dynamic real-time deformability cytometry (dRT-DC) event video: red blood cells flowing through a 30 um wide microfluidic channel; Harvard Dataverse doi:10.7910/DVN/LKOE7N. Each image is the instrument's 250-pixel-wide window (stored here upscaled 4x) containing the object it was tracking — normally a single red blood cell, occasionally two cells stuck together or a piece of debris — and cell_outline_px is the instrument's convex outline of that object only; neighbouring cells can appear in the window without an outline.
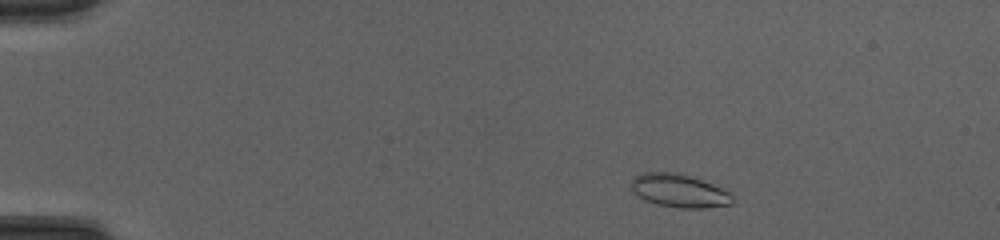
{"species": "common noctule bat (a hibernating species)", "species_latin": "Nyctalus noctula", "temperature_condition": "cold", "stored_images_in_passage": 46, "camera_frame_rate_fps": 3000, "um_per_image_px": 0.085, "animal": {"sex": "female", "body_mass_g": 20.0, "forearm_length_mm": 54.0}, "frame": {"image": 1, "passage_image": 5, "time_ms": 1.333, "image_size_px": [1000, 240], "cell_outline_px": [[736, 200], [732, 204], [704, 208], [680, 208], [656, 204], [644, 200], [632, 188], [632, 180], [640, 172], [680, 172], [712, 184], [732, 192]], "centroid_in_image_um": [57.8, 16.21], "position_along_channel_um": 27.2, "area_um2": 19.77}}
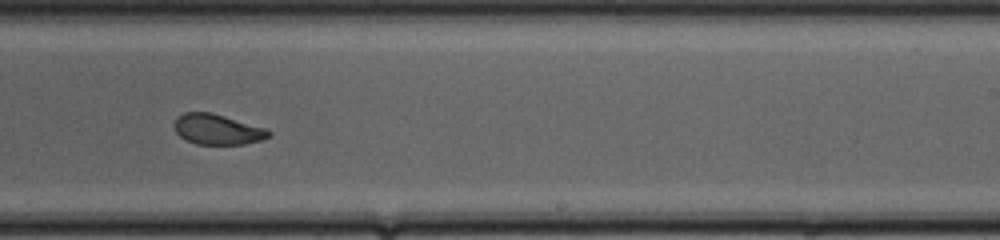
{"frame": {"image": 2, "passage_image": 29, "time_ms": 9.333, "image_size_px": [1000, 240], "cell_outline_px": [[272, 136], [264, 140], [244, 144], [196, 144], [180, 136], [176, 132], [172, 124], [176, 116], [184, 112], [212, 112], [264, 128], [272, 132]], "centroid_in_image_um": [18.47, 10.99], "position_along_channel_um": 270.5, "area_um2": 16.88}}
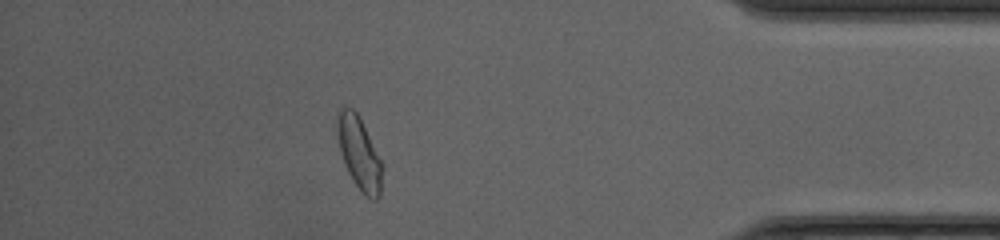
{"frame": {"image": 3, "passage_image": 41, "time_ms": 13.333, "image_size_px": [1000, 240], "cell_outline_px": [[380, 196], [376, 200], [372, 200], [364, 196], [360, 192], [352, 180], [344, 164], [340, 152], [336, 132], [336, 116], [340, 108], [344, 104], [352, 108], [356, 112], [380, 160]], "centroid_in_image_um": [30.45, 13.01], "position_along_channel_um": 404.7, "area_um2": 18.73}, "authors_computed_cell_mechanics": {"area_um2": 18.3804, "velocity_mm_per_s": 4.2159, "shape_relaxation_time_tau1_ms": 4.7559, "shape_relaxation_time_tau2_ms": 1.0988, "deformation_change_tau1": 0.1699, "deformation_change_tau2": 0.0715}}